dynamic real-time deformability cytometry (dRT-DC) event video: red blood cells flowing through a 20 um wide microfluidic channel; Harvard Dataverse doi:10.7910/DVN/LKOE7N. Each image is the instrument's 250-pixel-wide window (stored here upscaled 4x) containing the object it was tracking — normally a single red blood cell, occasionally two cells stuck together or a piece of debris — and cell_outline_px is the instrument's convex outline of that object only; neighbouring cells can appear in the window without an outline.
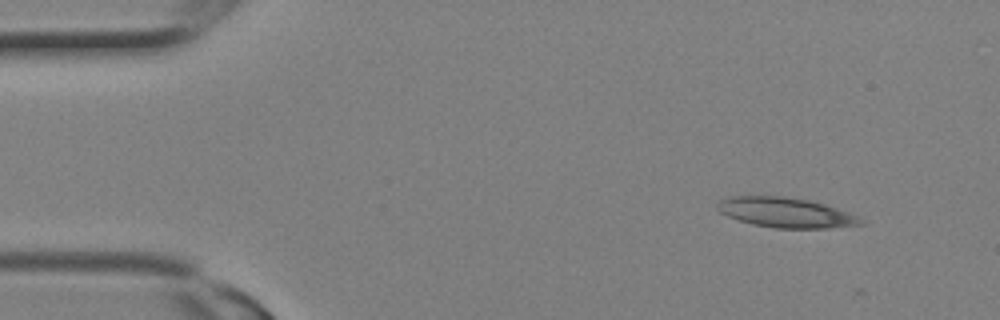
{"species": "Egyptian fruit bat (a non-hibernating species)", "species_latin": "Rousettus aegyptiacus", "temperature_condition": "room temperature", "stored_images_in_passage": 2, "camera_frame_rate_fps": 3000, "um_per_image_px": 0.085, "animal": {"sex": "female"}, "frame": {"image": 1, "passage_image": 1, "time_ms": 0.0, "image_size_px": [1000, 320], "cell_outline_px": [[864, 224], [828, 228], [776, 228], [752, 224], [728, 216], [720, 212], [716, 208], [716, 204], [720, 200], [732, 196], [784, 196], [808, 200], [824, 204], [848, 212], [864, 220]], "centroid_in_image_um": [66.78, 18.06], "position_along_channel_um": 18.2, "area_um2": 24.85}}